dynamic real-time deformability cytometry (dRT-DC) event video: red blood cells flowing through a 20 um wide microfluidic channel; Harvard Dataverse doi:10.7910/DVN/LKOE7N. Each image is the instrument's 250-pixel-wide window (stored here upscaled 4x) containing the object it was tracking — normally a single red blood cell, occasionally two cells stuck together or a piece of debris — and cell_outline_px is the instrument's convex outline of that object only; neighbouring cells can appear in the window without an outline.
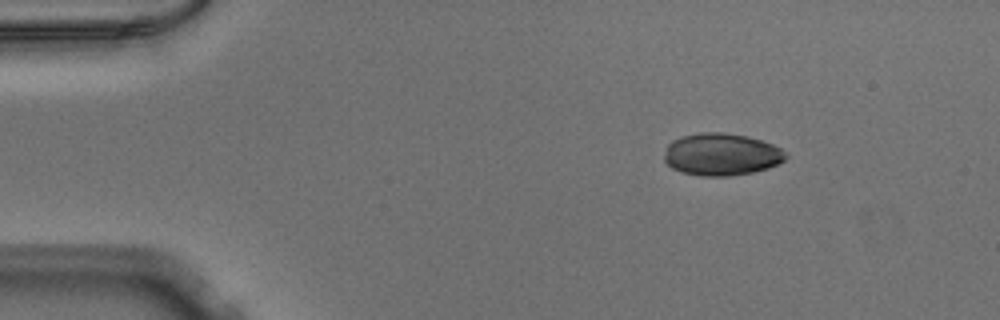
{"species": "Egyptian fruit bat (a non-hibernating species)", "species_latin": "Rousettus aegyptiacus", "temperature_condition": "warm", "stored_images_in_passage": 45, "camera_frame_rate_fps": 3000, "um_per_image_px": 0.085, "animal": {"sex": "male"}, "frame": {"image": 1, "passage_image": 1, "time_ms": 0.0, "image_size_px": [1000, 320], "cell_outline_px": [[788, 156], [784, 160], [768, 168], [752, 172], [728, 176], [700, 176], [680, 172], [672, 168], [664, 160], [664, 156], [668, 144], [672, 140], [680, 136], [700, 132], [724, 132], [748, 136], [772, 144], [780, 148]], "centroid_in_image_um": [61.29, 13.12], "position_along_channel_um": 23.7, "area_um2": 30.0}}
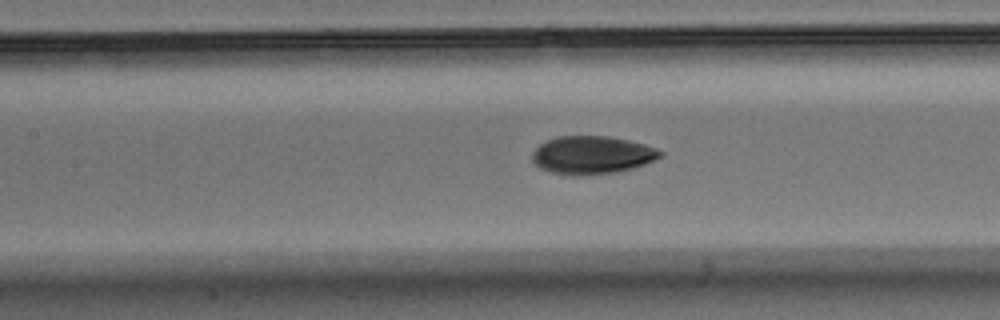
{"frame": {"image": 2, "passage_image": 17, "time_ms": 5.333, "image_size_px": [1000, 320], "cell_outline_px": [[664, 156], [644, 164], [632, 168], [616, 172], [576, 176], [572, 176], [552, 172], [540, 168], [532, 160], [532, 152], [540, 144], [556, 136], [608, 136], [628, 140], [644, 144], [656, 148], [664, 152]], "centroid_in_image_um": [50.33, 13.17], "position_along_channel_um": 157.1, "area_um2": 28.38}}
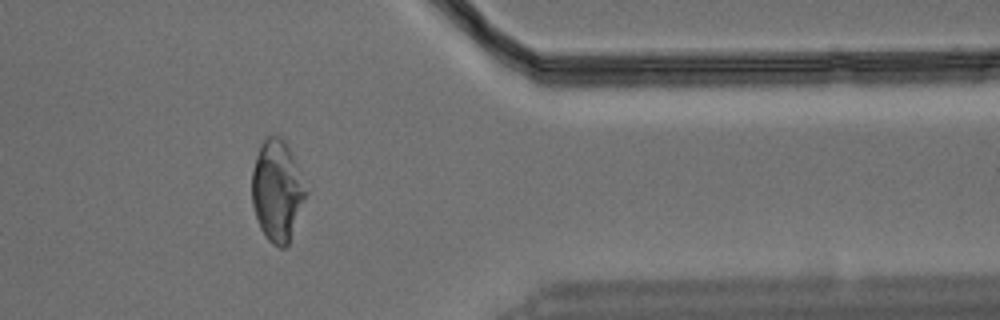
{"frame": {"image": 3, "passage_image": 36, "time_ms": 11.667, "image_size_px": [1000, 320], "cell_outline_px": [[308, 192], [288, 244], [284, 248], [280, 248], [272, 244], [268, 240], [260, 228], [252, 204], [252, 172], [256, 156], [260, 144], [268, 136], [280, 136], [284, 140], [292, 156]], "centroid_in_image_um": [23.54, 16.23], "position_along_channel_um": 387.9, "area_um2": 31.39}}